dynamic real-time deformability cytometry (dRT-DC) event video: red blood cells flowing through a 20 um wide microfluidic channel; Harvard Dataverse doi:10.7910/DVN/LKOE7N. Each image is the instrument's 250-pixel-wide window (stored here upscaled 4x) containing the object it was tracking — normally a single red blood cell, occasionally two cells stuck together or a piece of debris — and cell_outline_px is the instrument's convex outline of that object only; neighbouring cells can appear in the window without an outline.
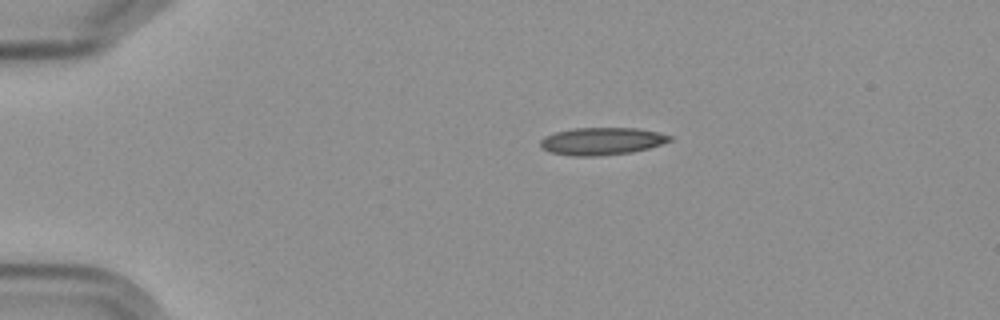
{"species": "Egyptian fruit bat (a non-hibernating species)", "species_latin": "Rousettus aegyptiacus", "temperature_condition": "cold", "stored_images_in_passage": 8, "camera_frame_rate_fps": 3000, "um_per_image_px": 0.085, "frame": {"image": 1, "passage_image": 8, "time_ms": 9.333, "image_size_px": [1000, 320], "cell_outline_px": [[672, 140], [648, 148], [632, 152], [600, 156], [572, 156], [548, 152], [540, 148], [540, 140], [544, 136], [556, 132], [572, 128], [636, 128], [656, 132], [672, 136]], "centroid_in_image_um": [51.09, 12.01], "position_along_channel_um": 33.9, "area_um2": 20.75}}